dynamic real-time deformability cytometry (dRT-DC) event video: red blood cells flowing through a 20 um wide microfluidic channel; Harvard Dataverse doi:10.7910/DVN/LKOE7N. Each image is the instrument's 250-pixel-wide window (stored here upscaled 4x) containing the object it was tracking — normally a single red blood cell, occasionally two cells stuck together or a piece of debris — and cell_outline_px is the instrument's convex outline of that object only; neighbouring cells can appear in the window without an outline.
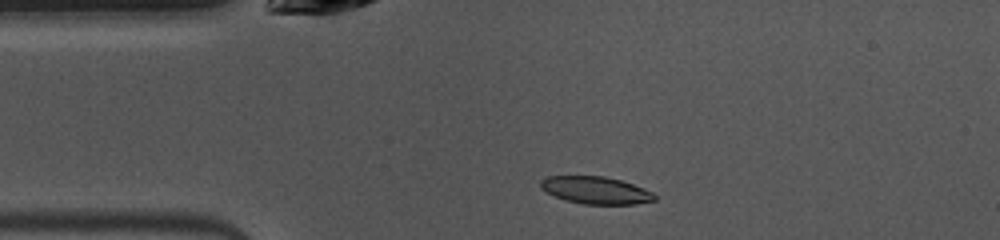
{"species": "common noctule bat (a hibernating species)", "species_latin": "Nyctalus noctula", "temperature_condition": "warm", "stored_images_in_passage": 47, "camera_frame_rate_fps": 3000, "um_per_image_px": 0.085, "animal": {"sex": "female", "body_mass_g": 10.0, "forearm_length_mm": 53.1}, "frame": {"image": 1, "passage_image": 8, "time_ms": 2.333, "image_size_px": [1000, 240], "cell_outline_px": [[656, 200], [636, 204], [584, 204], [564, 200], [552, 196], [540, 188], [540, 180], [548, 176], [604, 176], [620, 180], [632, 184], [652, 192], [656, 196]], "centroid_in_image_um": [50.59, 16.17], "position_along_channel_um": 34.4, "area_um2": 18.21}}
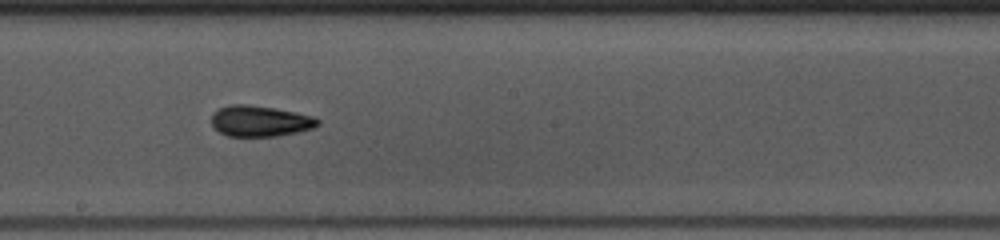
{"frame": {"image": 2, "passage_image": 24, "time_ms": 7.667, "image_size_px": [1000, 240], "cell_outline_px": [[320, 124], [312, 128], [296, 132], [276, 136], [228, 136], [220, 132], [212, 124], [212, 112], [220, 108], [232, 104], [248, 104], [296, 112], [316, 116], [320, 120]], "centroid_in_image_um": [22.13, 10.28], "position_along_channel_um": 226.1, "area_um2": 19.07}}
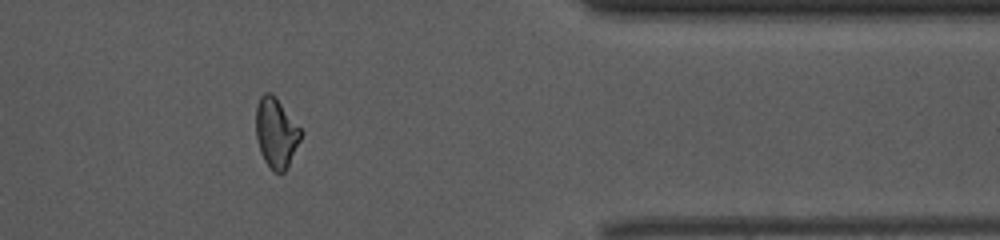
{"frame": {"image": 3, "passage_image": 38, "time_ms": 12.333, "image_size_px": [1000, 240], "cell_outline_px": [[304, 132], [284, 172], [280, 176], [272, 172], [264, 160], [260, 152], [256, 140], [256, 108], [260, 96], [264, 92], [272, 92], [276, 96]], "centroid_in_image_um": [23.46, 11.29], "position_along_channel_um": 387.9, "area_um2": 18.61}, "authors_computed_cell_mechanics": {"area_um2": 18.496, "velocity_mm_per_s": 3.9793, "shape_relaxation_time_tau1_ms": 3.8553, "shape_relaxation_time_tau2_ms": 2.7432, "deformation_change_tau1": 0.1519, "deformation_change_tau2": 0.1034}}